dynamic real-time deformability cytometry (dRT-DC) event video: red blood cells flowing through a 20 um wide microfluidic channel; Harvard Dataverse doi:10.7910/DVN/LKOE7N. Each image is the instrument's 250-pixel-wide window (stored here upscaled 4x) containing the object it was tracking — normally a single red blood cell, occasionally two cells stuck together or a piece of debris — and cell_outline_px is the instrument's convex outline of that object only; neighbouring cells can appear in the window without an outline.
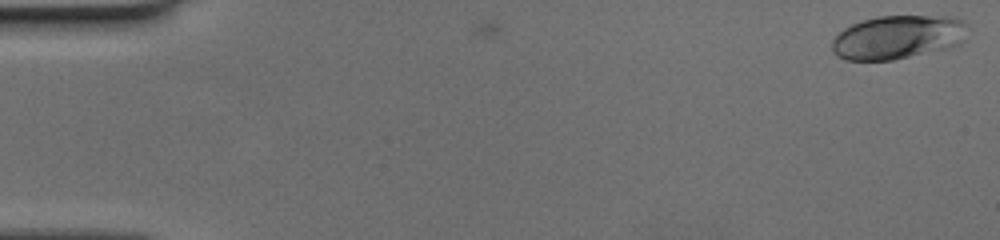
{"species": "human", "species_latin": "Homo sapiens", "temperature_condition": "cold", "stored_images_in_passage": 53, "camera_frame_rate_fps": 3000, "um_per_image_px": 0.085, "donor": {"sex": "female"}, "frame": {"image": 1, "passage_image": 1, "time_ms": 0.0, "image_size_px": [1000, 240], "cell_outline_px": [[968, 24], [964, 40], [960, 44], [948, 48], [892, 60], [844, 60], [836, 56], [832, 52], [832, 40], [844, 28], [852, 24], [876, 16], [952, 16], [964, 20]], "centroid_in_image_um": [76.33, 3.16], "position_along_channel_um": 8.7, "area_um2": 34.8}}
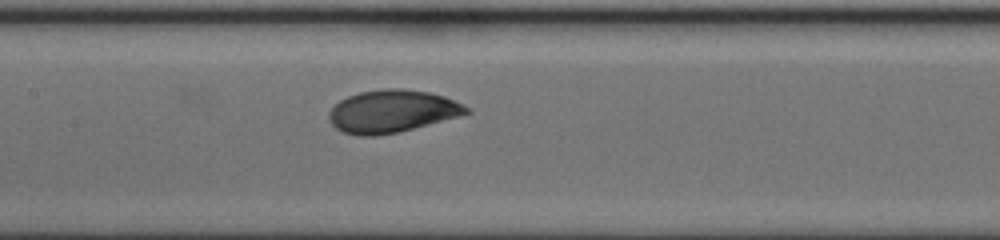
{"frame": {"image": 2, "passage_image": 26, "time_ms": 8.333, "image_size_px": [1000, 240], "cell_outline_px": [[472, 112], [400, 132], [372, 136], [360, 136], [344, 132], [336, 128], [328, 120], [328, 112], [340, 100], [348, 96], [360, 92], [384, 88], [400, 88], [428, 92], [444, 96], [464, 104]], "centroid_in_image_um": [33.31, 9.45], "position_along_channel_um": 174.1, "area_um2": 33.99}}
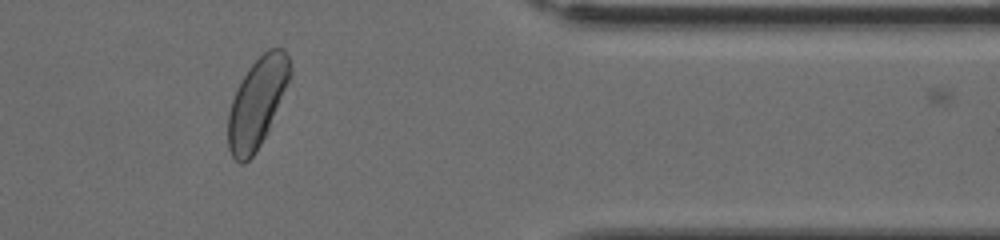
{"frame": {"image": 3, "passage_image": 44, "time_ms": 14.333, "image_size_px": [1000, 240], "cell_outline_px": [[292, 76], [268, 128], [256, 152], [244, 164], [240, 164], [232, 156], [228, 148], [228, 112], [232, 100], [248, 68], [268, 48], [284, 48], [288, 56], [292, 68]], "centroid_in_image_um": [21.87, 8.71], "position_along_channel_um": 389.5, "area_um2": 31.91}}